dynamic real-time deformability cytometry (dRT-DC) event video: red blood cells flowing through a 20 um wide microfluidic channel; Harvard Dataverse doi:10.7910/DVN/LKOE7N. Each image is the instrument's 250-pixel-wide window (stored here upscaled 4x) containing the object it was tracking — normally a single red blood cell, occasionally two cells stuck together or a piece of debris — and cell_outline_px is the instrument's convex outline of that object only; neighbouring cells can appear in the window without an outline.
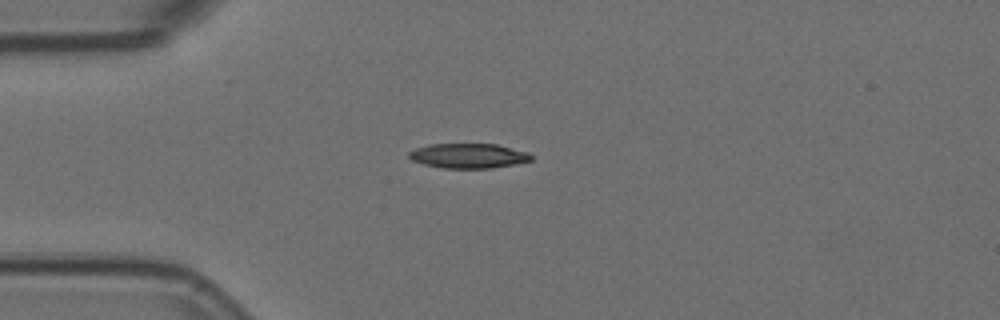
{"species": "Egyptian fruit bat (a non-hibernating species)", "species_latin": "Rousettus aegyptiacus", "temperature_condition": "room temperature", "stored_images_in_passage": 9, "camera_frame_rate_fps": 3000, "um_per_image_px": 0.085, "animal": {"sex": "female"}, "frame": {"image": 1, "passage_image": 3, "time_ms": 0.667, "image_size_px": [1000, 320], "cell_outline_px": [[532, 160], [516, 164], [492, 168], [444, 168], [424, 164], [412, 160], [408, 156], [408, 152], [416, 148], [428, 144], [496, 144], [528, 152], [532, 156]], "centroid_in_image_um": [39.82, 13.24], "position_along_channel_um": 45.2, "area_um2": 17.63}}
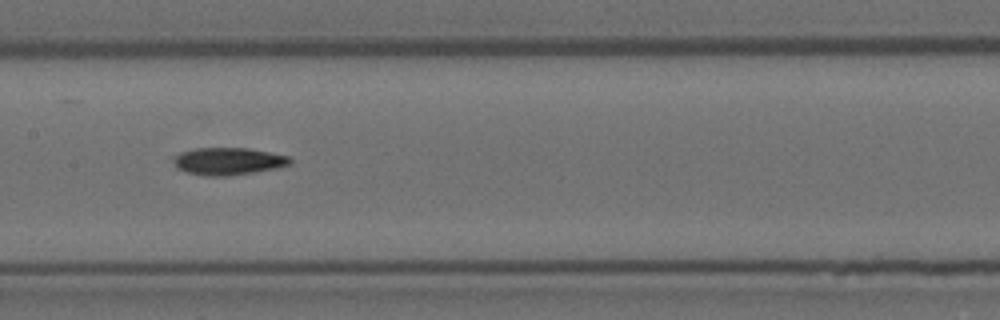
{"frame": {"image": 2, "passage_image": 7, "time_ms": 2.0, "image_size_px": [1000, 320], "cell_outline_px": [[292, 164], [276, 168], [228, 176], [204, 176], [188, 172], [180, 168], [176, 164], [176, 156], [180, 152], [196, 148], [248, 148], [288, 156], [292, 160]], "centroid_in_image_um": [19.45, 13.7], "position_along_channel_um": 187.9, "area_um2": 18.21}}
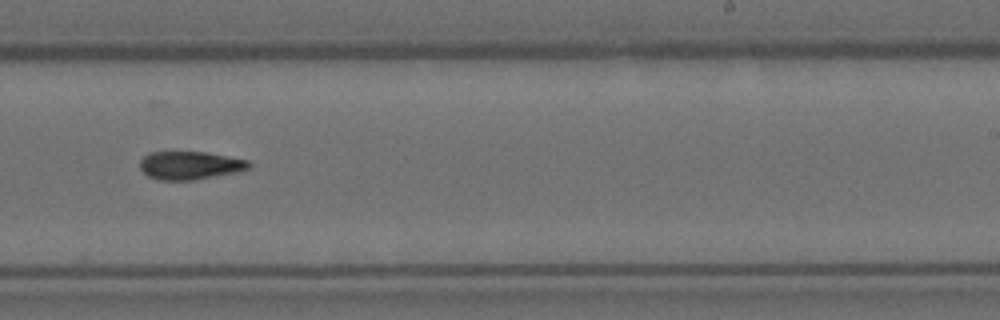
{"frame": {"image": 3, "passage_image": 9, "time_ms": 2.667, "image_size_px": [1000, 320], "cell_outline_px": [[252, 164], [248, 168], [236, 172], [192, 180], [160, 180], [148, 176], [140, 168], [140, 160], [144, 156], [152, 152], [204, 152], [248, 160]], "centroid_in_image_um": [16.13, 14.06], "position_along_channel_um": 272.9, "area_um2": 17.63}}